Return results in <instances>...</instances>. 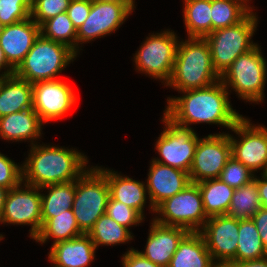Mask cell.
Instances as JSON below:
<instances>
[{
    "label": "cell",
    "instance_id": "1",
    "mask_svg": "<svg viewBox=\"0 0 267 267\" xmlns=\"http://www.w3.org/2000/svg\"><path fill=\"white\" fill-rule=\"evenodd\" d=\"M180 97H168L164 115L176 125L191 128L190 125L206 123L231 129L243 116L233 109L228 90L219 80L216 83L188 91Z\"/></svg>",
    "mask_w": 267,
    "mask_h": 267
},
{
    "label": "cell",
    "instance_id": "2",
    "mask_svg": "<svg viewBox=\"0 0 267 267\" xmlns=\"http://www.w3.org/2000/svg\"><path fill=\"white\" fill-rule=\"evenodd\" d=\"M22 164V182L38 188L77 180L90 166L77 149L46 144L30 146Z\"/></svg>",
    "mask_w": 267,
    "mask_h": 267
},
{
    "label": "cell",
    "instance_id": "3",
    "mask_svg": "<svg viewBox=\"0 0 267 267\" xmlns=\"http://www.w3.org/2000/svg\"><path fill=\"white\" fill-rule=\"evenodd\" d=\"M220 80L214 70L208 42L188 38L178 42L173 71L166 86L178 92L208 87Z\"/></svg>",
    "mask_w": 267,
    "mask_h": 267
},
{
    "label": "cell",
    "instance_id": "4",
    "mask_svg": "<svg viewBox=\"0 0 267 267\" xmlns=\"http://www.w3.org/2000/svg\"><path fill=\"white\" fill-rule=\"evenodd\" d=\"M77 55L69 46L40 34L14 74L32 84L59 79L58 75L76 60Z\"/></svg>",
    "mask_w": 267,
    "mask_h": 267
},
{
    "label": "cell",
    "instance_id": "5",
    "mask_svg": "<svg viewBox=\"0 0 267 267\" xmlns=\"http://www.w3.org/2000/svg\"><path fill=\"white\" fill-rule=\"evenodd\" d=\"M253 10L239 23L213 30L204 39L208 42L214 70L221 76L240 55L257 43L251 38L257 30L258 15Z\"/></svg>",
    "mask_w": 267,
    "mask_h": 267
},
{
    "label": "cell",
    "instance_id": "6",
    "mask_svg": "<svg viewBox=\"0 0 267 267\" xmlns=\"http://www.w3.org/2000/svg\"><path fill=\"white\" fill-rule=\"evenodd\" d=\"M261 46L258 44L237 57L231 66L220 76L225 88L234 90L238 98L246 102H263L264 87L267 78V61L261 53Z\"/></svg>",
    "mask_w": 267,
    "mask_h": 267
},
{
    "label": "cell",
    "instance_id": "7",
    "mask_svg": "<svg viewBox=\"0 0 267 267\" xmlns=\"http://www.w3.org/2000/svg\"><path fill=\"white\" fill-rule=\"evenodd\" d=\"M110 190L106 176L96 167L88 168L75 180L72 210L79 229L87 234L100 216L105 214Z\"/></svg>",
    "mask_w": 267,
    "mask_h": 267
},
{
    "label": "cell",
    "instance_id": "8",
    "mask_svg": "<svg viewBox=\"0 0 267 267\" xmlns=\"http://www.w3.org/2000/svg\"><path fill=\"white\" fill-rule=\"evenodd\" d=\"M178 42L175 32L169 29L149 34L134 54L137 72L162 80L166 85L173 71Z\"/></svg>",
    "mask_w": 267,
    "mask_h": 267
},
{
    "label": "cell",
    "instance_id": "9",
    "mask_svg": "<svg viewBox=\"0 0 267 267\" xmlns=\"http://www.w3.org/2000/svg\"><path fill=\"white\" fill-rule=\"evenodd\" d=\"M155 214L158 216L153 219L157 223L182 227L189 232H199L208 219L196 183H190L184 190L160 203L155 208Z\"/></svg>",
    "mask_w": 267,
    "mask_h": 267
},
{
    "label": "cell",
    "instance_id": "10",
    "mask_svg": "<svg viewBox=\"0 0 267 267\" xmlns=\"http://www.w3.org/2000/svg\"><path fill=\"white\" fill-rule=\"evenodd\" d=\"M162 117L164 128L154 148L161 158L152 160L189 173L199 137L193 128L178 126L164 114Z\"/></svg>",
    "mask_w": 267,
    "mask_h": 267
},
{
    "label": "cell",
    "instance_id": "11",
    "mask_svg": "<svg viewBox=\"0 0 267 267\" xmlns=\"http://www.w3.org/2000/svg\"><path fill=\"white\" fill-rule=\"evenodd\" d=\"M251 123L249 118L242 117L230 129L240 138L229 134L231 155L253 173L260 170L261 174H266L267 127Z\"/></svg>",
    "mask_w": 267,
    "mask_h": 267
},
{
    "label": "cell",
    "instance_id": "12",
    "mask_svg": "<svg viewBox=\"0 0 267 267\" xmlns=\"http://www.w3.org/2000/svg\"><path fill=\"white\" fill-rule=\"evenodd\" d=\"M0 223L31 225L29 237L34 240L42 227L40 188L21 182L17 187L9 189Z\"/></svg>",
    "mask_w": 267,
    "mask_h": 267
},
{
    "label": "cell",
    "instance_id": "13",
    "mask_svg": "<svg viewBox=\"0 0 267 267\" xmlns=\"http://www.w3.org/2000/svg\"><path fill=\"white\" fill-rule=\"evenodd\" d=\"M231 143L228 133L209 134L199 138L189 176L191 183L219 178L221 171L231 157Z\"/></svg>",
    "mask_w": 267,
    "mask_h": 267
},
{
    "label": "cell",
    "instance_id": "14",
    "mask_svg": "<svg viewBox=\"0 0 267 267\" xmlns=\"http://www.w3.org/2000/svg\"><path fill=\"white\" fill-rule=\"evenodd\" d=\"M132 11L127 4L122 2L91 0L88 18L77 29V54H80L79 50H82L80 44L103 38L119 29Z\"/></svg>",
    "mask_w": 267,
    "mask_h": 267
},
{
    "label": "cell",
    "instance_id": "15",
    "mask_svg": "<svg viewBox=\"0 0 267 267\" xmlns=\"http://www.w3.org/2000/svg\"><path fill=\"white\" fill-rule=\"evenodd\" d=\"M33 109L43 123L66 116L77 102L73 88L63 79L32 84Z\"/></svg>",
    "mask_w": 267,
    "mask_h": 267
},
{
    "label": "cell",
    "instance_id": "16",
    "mask_svg": "<svg viewBox=\"0 0 267 267\" xmlns=\"http://www.w3.org/2000/svg\"><path fill=\"white\" fill-rule=\"evenodd\" d=\"M238 229L239 220L224 214L209 217L199 231L213 261L219 267H225L235 257Z\"/></svg>",
    "mask_w": 267,
    "mask_h": 267
},
{
    "label": "cell",
    "instance_id": "17",
    "mask_svg": "<svg viewBox=\"0 0 267 267\" xmlns=\"http://www.w3.org/2000/svg\"><path fill=\"white\" fill-rule=\"evenodd\" d=\"M146 180L149 207L153 213L160 203L184 190L191 183L189 173L153 160L150 162Z\"/></svg>",
    "mask_w": 267,
    "mask_h": 267
},
{
    "label": "cell",
    "instance_id": "18",
    "mask_svg": "<svg viewBox=\"0 0 267 267\" xmlns=\"http://www.w3.org/2000/svg\"><path fill=\"white\" fill-rule=\"evenodd\" d=\"M40 36V26L31 17L2 27L0 46L7 62L16 69Z\"/></svg>",
    "mask_w": 267,
    "mask_h": 267
},
{
    "label": "cell",
    "instance_id": "19",
    "mask_svg": "<svg viewBox=\"0 0 267 267\" xmlns=\"http://www.w3.org/2000/svg\"><path fill=\"white\" fill-rule=\"evenodd\" d=\"M145 251L140 252L156 265L168 267L179 243L189 233L182 227L167 226L151 220Z\"/></svg>",
    "mask_w": 267,
    "mask_h": 267
},
{
    "label": "cell",
    "instance_id": "20",
    "mask_svg": "<svg viewBox=\"0 0 267 267\" xmlns=\"http://www.w3.org/2000/svg\"><path fill=\"white\" fill-rule=\"evenodd\" d=\"M95 244L87 234L52 244L48 260L53 267H87L95 259Z\"/></svg>",
    "mask_w": 267,
    "mask_h": 267
},
{
    "label": "cell",
    "instance_id": "21",
    "mask_svg": "<svg viewBox=\"0 0 267 267\" xmlns=\"http://www.w3.org/2000/svg\"><path fill=\"white\" fill-rule=\"evenodd\" d=\"M42 125L44 123L33 108L11 113L0 117V137L13 142L29 140L32 146L42 137Z\"/></svg>",
    "mask_w": 267,
    "mask_h": 267
},
{
    "label": "cell",
    "instance_id": "22",
    "mask_svg": "<svg viewBox=\"0 0 267 267\" xmlns=\"http://www.w3.org/2000/svg\"><path fill=\"white\" fill-rule=\"evenodd\" d=\"M96 167L106 176L110 197L128 205L145 217L144 207L146 200L149 199L145 182L134 180L104 167Z\"/></svg>",
    "mask_w": 267,
    "mask_h": 267
},
{
    "label": "cell",
    "instance_id": "23",
    "mask_svg": "<svg viewBox=\"0 0 267 267\" xmlns=\"http://www.w3.org/2000/svg\"><path fill=\"white\" fill-rule=\"evenodd\" d=\"M33 108L32 83L15 74L0 76V117Z\"/></svg>",
    "mask_w": 267,
    "mask_h": 267
},
{
    "label": "cell",
    "instance_id": "24",
    "mask_svg": "<svg viewBox=\"0 0 267 267\" xmlns=\"http://www.w3.org/2000/svg\"><path fill=\"white\" fill-rule=\"evenodd\" d=\"M168 267H219L199 232H189L179 243Z\"/></svg>",
    "mask_w": 267,
    "mask_h": 267
},
{
    "label": "cell",
    "instance_id": "25",
    "mask_svg": "<svg viewBox=\"0 0 267 267\" xmlns=\"http://www.w3.org/2000/svg\"><path fill=\"white\" fill-rule=\"evenodd\" d=\"M42 224L66 209H72L75 198V181L47 185L40 188ZM47 194V195H46Z\"/></svg>",
    "mask_w": 267,
    "mask_h": 267
},
{
    "label": "cell",
    "instance_id": "26",
    "mask_svg": "<svg viewBox=\"0 0 267 267\" xmlns=\"http://www.w3.org/2000/svg\"><path fill=\"white\" fill-rule=\"evenodd\" d=\"M196 184L200 189L203 208L208 218L227 214L234 188L219 178L203 180Z\"/></svg>",
    "mask_w": 267,
    "mask_h": 267
},
{
    "label": "cell",
    "instance_id": "27",
    "mask_svg": "<svg viewBox=\"0 0 267 267\" xmlns=\"http://www.w3.org/2000/svg\"><path fill=\"white\" fill-rule=\"evenodd\" d=\"M187 38H205L212 32L211 0H184Z\"/></svg>",
    "mask_w": 267,
    "mask_h": 267
},
{
    "label": "cell",
    "instance_id": "28",
    "mask_svg": "<svg viewBox=\"0 0 267 267\" xmlns=\"http://www.w3.org/2000/svg\"><path fill=\"white\" fill-rule=\"evenodd\" d=\"M82 234L84 233L77 225L73 210L66 209L65 212L45 221L34 240L44 244L52 238L54 239L53 244H55L60 241L76 238Z\"/></svg>",
    "mask_w": 267,
    "mask_h": 267
},
{
    "label": "cell",
    "instance_id": "29",
    "mask_svg": "<svg viewBox=\"0 0 267 267\" xmlns=\"http://www.w3.org/2000/svg\"><path fill=\"white\" fill-rule=\"evenodd\" d=\"M266 256L267 251L253 220H239L236 255L230 262L251 261Z\"/></svg>",
    "mask_w": 267,
    "mask_h": 267
},
{
    "label": "cell",
    "instance_id": "30",
    "mask_svg": "<svg viewBox=\"0 0 267 267\" xmlns=\"http://www.w3.org/2000/svg\"><path fill=\"white\" fill-rule=\"evenodd\" d=\"M87 235L91 238L95 247L115 246L134 240L131 231L121 226L106 213L98 218Z\"/></svg>",
    "mask_w": 267,
    "mask_h": 267
},
{
    "label": "cell",
    "instance_id": "31",
    "mask_svg": "<svg viewBox=\"0 0 267 267\" xmlns=\"http://www.w3.org/2000/svg\"><path fill=\"white\" fill-rule=\"evenodd\" d=\"M261 208L257 182L252 179L246 185L234 189L227 215L237 220H248Z\"/></svg>",
    "mask_w": 267,
    "mask_h": 267
},
{
    "label": "cell",
    "instance_id": "32",
    "mask_svg": "<svg viewBox=\"0 0 267 267\" xmlns=\"http://www.w3.org/2000/svg\"><path fill=\"white\" fill-rule=\"evenodd\" d=\"M253 8L243 0H211L212 31L241 22Z\"/></svg>",
    "mask_w": 267,
    "mask_h": 267
},
{
    "label": "cell",
    "instance_id": "33",
    "mask_svg": "<svg viewBox=\"0 0 267 267\" xmlns=\"http://www.w3.org/2000/svg\"><path fill=\"white\" fill-rule=\"evenodd\" d=\"M40 34L47 39L63 43L77 53V30L67 12L48 19L40 25Z\"/></svg>",
    "mask_w": 267,
    "mask_h": 267
},
{
    "label": "cell",
    "instance_id": "34",
    "mask_svg": "<svg viewBox=\"0 0 267 267\" xmlns=\"http://www.w3.org/2000/svg\"><path fill=\"white\" fill-rule=\"evenodd\" d=\"M30 13L29 0H0V23L3 27L26 20Z\"/></svg>",
    "mask_w": 267,
    "mask_h": 267
},
{
    "label": "cell",
    "instance_id": "35",
    "mask_svg": "<svg viewBox=\"0 0 267 267\" xmlns=\"http://www.w3.org/2000/svg\"><path fill=\"white\" fill-rule=\"evenodd\" d=\"M71 0H34L31 3L30 17L37 25L67 12Z\"/></svg>",
    "mask_w": 267,
    "mask_h": 267
},
{
    "label": "cell",
    "instance_id": "36",
    "mask_svg": "<svg viewBox=\"0 0 267 267\" xmlns=\"http://www.w3.org/2000/svg\"><path fill=\"white\" fill-rule=\"evenodd\" d=\"M254 175L251 170L231 156L221 171L219 179L236 189L249 183Z\"/></svg>",
    "mask_w": 267,
    "mask_h": 267
},
{
    "label": "cell",
    "instance_id": "37",
    "mask_svg": "<svg viewBox=\"0 0 267 267\" xmlns=\"http://www.w3.org/2000/svg\"><path fill=\"white\" fill-rule=\"evenodd\" d=\"M105 213L129 231L130 227L139 225L145 219L138 211L111 197H109Z\"/></svg>",
    "mask_w": 267,
    "mask_h": 267
},
{
    "label": "cell",
    "instance_id": "38",
    "mask_svg": "<svg viewBox=\"0 0 267 267\" xmlns=\"http://www.w3.org/2000/svg\"><path fill=\"white\" fill-rule=\"evenodd\" d=\"M22 182V165L0 153V186L6 189L17 187Z\"/></svg>",
    "mask_w": 267,
    "mask_h": 267
},
{
    "label": "cell",
    "instance_id": "39",
    "mask_svg": "<svg viewBox=\"0 0 267 267\" xmlns=\"http://www.w3.org/2000/svg\"><path fill=\"white\" fill-rule=\"evenodd\" d=\"M91 9V0H71L67 14L76 30L86 21Z\"/></svg>",
    "mask_w": 267,
    "mask_h": 267
},
{
    "label": "cell",
    "instance_id": "40",
    "mask_svg": "<svg viewBox=\"0 0 267 267\" xmlns=\"http://www.w3.org/2000/svg\"><path fill=\"white\" fill-rule=\"evenodd\" d=\"M123 267H162L145 258L138 250L130 248L122 255Z\"/></svg>",
    "mask_w": 267,
    "mask_h": 267
},
{
    "label": "cell",
    "instance_id": "41",
    "mask_svg": "<svg viewBox=\"0 0 267 267\" xmlns=\"http://www.w3.org/2000/svg\"><path fill=\"white\" fill-rule=\"evenodd\" d=\"M251 219L255 223L263 246L267 251V209L261 208Z\"/></svg>",
    "mask_w": 267,
    "mask_h": 267
},
{
    "label": "cell",
    "instance_id": "42",
    "mask_svg": "<svg viewBox=\"0 0 267 267\" xmlns=\"http://www.w3.org/2000/svg\"><path fill=\"white\" fill-rule=\"evenodd\" d=\"M260 178L254 175V180L257 182L258 193L262 208L267 209V174H260Z\"/></svg>",
    "mask_w": 267,
    "mask_h": 267
},
{
    "label": "cell",
    "instance_id": "43",
    "mask_svg": "<svg viewBox=\"0 0 267 267\" xmlns=\"http://www.w3.org/2000/svg\"><path fill=\"white\" fill-rule=\"evenodd\" d=\"M225 267H267V256L243 262H229Z\"/></svg>",
    "mask_w": 267,
    "mask_h": 267
},
{
    "label": "cell",
    "instance_id": "44",
    "mask_svg": "<svg viewBox=\"0 0 267 267\" xmlns=\"http://www.w3.org/2000/svg\"><path fill=\"white\" fill-rule=\"evenodd\" d=\"M5 69V70H4ZM1 70H4V72ZM0 76H9L13 75L15 72V69L7 62L3 49L0 46Z\"/></svg>",
    "mask_w": 267,
    "mask_h": 267
},
{
    "label": "cell",
    "instance_id": "45",
    "mask_svg": "<svg viewBox=\"0 0 267 267\" xmlns=\"http://www.w3.org/2000/svg\"><path fill=\"white\" fill-rule=\"evenodd\" d=\"M7 191H8V189H6L3 186H0V217H1L2 212H3L4 200H5V196H6Z\"/></svg>",
    "mask_w": 267,
    "mask_h": 267
},
{
    "label": "cell",
    "instance_id": "46",
    "mask_svg": "<svg viewBox=\"0 0 267 267\" xmlns=\"http://www.w3.org/2000/svg\"><path fill=\"white\" fill-rule=\"evenodd\" d=\"M93 1H105V2H122L124 4H127L133 11L135 6V0H93Z\"/></svg>",
    "mask_w": 267,
    "mask_h": 267
},
{
    "label": "cell",
    "instance_id": "47",
    "mask_svg": "<svg viewBox=\"0 0 267 267\" xmlns=\"http://www.w3.org/2000/svg\"><path fill=\"white\" fill-rule=\"evenodd\" d=\"M4 239V235L0 234V241Z\"/></svg>",
    "mask_w": 267,
    "mask_h": 267
},
{
    "label": "cell",
    "instance_id": "48",
    "mask_svg": "<svg viewBox=\"0 0 267 267\" xmlns=\"http://www.w3.org/2000/svg\"><path fill=\"white\" fill-rule=\"evenodd\" d=\"M247 5H249V0H243Z\"/></svg>",
    "mask_w": 267,
    "mask_h": 267
},
{
    "label": "cell",
    "instance_id": "49",
    "mask_svg": "<svg viewBox=\"0 0 267 267\" xmlns=\"http://www.w3.org/2000/svg\"><path fill=\"white\" fill-rule=\"evenodd\" d=\"M2 27H3V26H2L1 23H0V33H1V30H2Z\"/></svg>",
    "mask_w": 267,
    "mask_h": 267
}]
</instances>
